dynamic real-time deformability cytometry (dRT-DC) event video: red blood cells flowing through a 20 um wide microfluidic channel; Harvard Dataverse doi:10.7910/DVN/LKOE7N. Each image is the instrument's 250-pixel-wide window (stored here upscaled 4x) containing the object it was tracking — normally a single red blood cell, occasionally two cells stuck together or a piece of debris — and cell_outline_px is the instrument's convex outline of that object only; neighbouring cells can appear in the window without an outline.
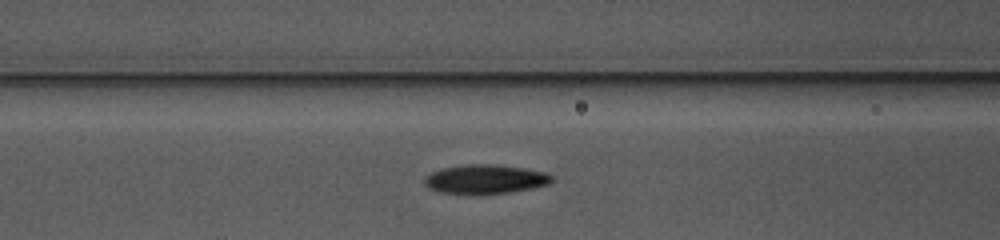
{"species": "common noctule bat (a hibernating species)", "species_latin": "Nyctalus noctula", "temperature_condition": "warm", "stored_images_in_passage": 33, "camera_frame_rate_fps": 3000, "um_per_image_px": 0.085, "animal": {"sex": "female", "body_mass_g": 10.0, "forearm_length_mm": 53.1}, "frame": {"image": 1, "passage_image": 6, "time_ms": 1.667, "image_size_px": [1000, 240], "cell_outline_px": [[552, 180], [548, 184], [532, 188], [512, 192], [440, 192], [428, 188], [424, 184], [424, 176], [432, 172], [444, 168], [464, 164], [496, 164], [524, 168], [548, 172], [552, 176]], "centroid_in_image_um": [41.27, 15.19], "position_along_channel_um": 125.3, "area_um2": 21.15}}
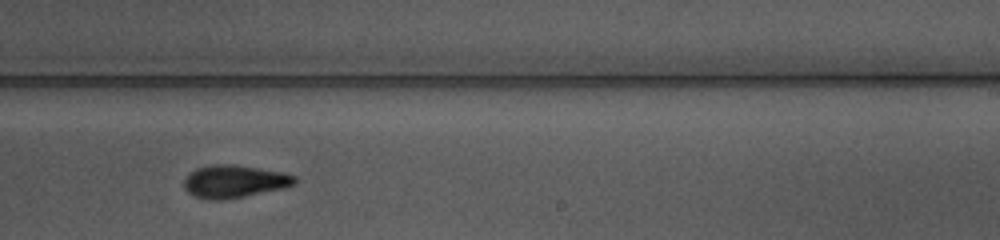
{"frame": {"image": 2, "passage_image": 17, "time_ms": 5.333, "image_size_px": [1000, 240], "cell_outline_px": [[296, 184], [280, 188], [244, 196], [220, 200], [208, 200], [192, 196], [184, 188], [184, 180], [196, 168], [212, 164], [232, 164], [284, 172], [296, 176]], "centroid_in_image_um": [19.89, 15.42], "position_along_channel_um": 269.1, "area_um2": 20.92}}
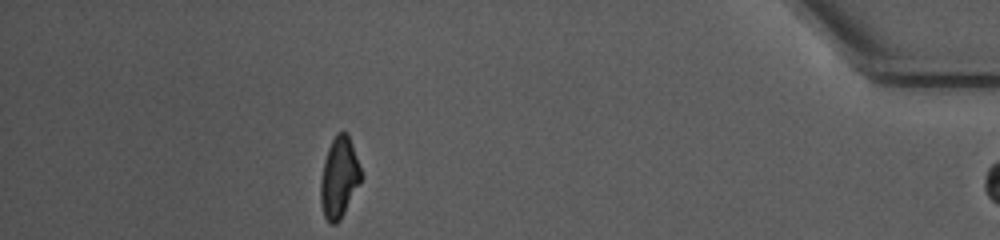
{"frame": {"image": 3, "passage_image": 32, "time_ms": 10.333, "image_size_px": [1000, 240], "cell_outline_px": [[364, 176], [340, 220], [336, 224], [332, 224], [324, 216], [320, 204], [320, 180], [324, 160], [328, 148], [336, 132], [344, 132], [348, 136], [352, 144]], "centroid_in_image_um": [28.83, 15.1], "position_along_channel_um": 406.4, "area_um2": 19.13}, "authors_computed_cell_mechanics": {"area_um2": 20.808, "velocity_mm_per_s": 3.9145, "shape_relaxation_time_tau1_ms": 2.6635, "shape_relaxation_time_tau2_ms": 8.2202, "deformation_change_tau1": 0.1558, "deformation_change_tau2": 0.1482}}